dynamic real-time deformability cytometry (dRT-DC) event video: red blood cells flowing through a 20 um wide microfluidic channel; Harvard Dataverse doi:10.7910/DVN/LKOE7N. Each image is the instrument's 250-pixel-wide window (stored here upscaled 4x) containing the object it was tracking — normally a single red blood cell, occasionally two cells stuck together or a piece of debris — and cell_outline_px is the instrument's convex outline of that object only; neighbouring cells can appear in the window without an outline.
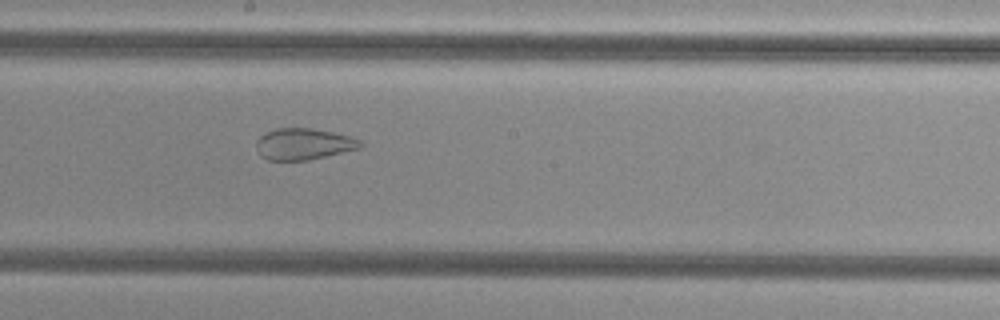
{"species": "common noctule bat (a hibernating species)", "species_latin": "Nyctalus noctula", "temperature_condition": "cold", "stored_images_in_passage": 43, "camera_frame_rate_fps": 3000, "um_per_image_px": 0.085, "animal": {"sex": "female", "body_mass_g": 29.2, "forearm_length_mm": 56.3}, "frame": {"image": 1, "passage_image": 19, "time_ms": 6.0, "image_size_px": [1000, 320], "cell_outline_px": [[364, 144], [360, 148], [308, 160], [268, 160], [260, 156], [256, 148], [256, 140], [260, 136], [276, 128], [312, 128], [332, 132], [348, 136], [360, 140]], "centroid_in_image_um": [25.78, 12.24], "position_along_channel_um": 222.4, "area_um2": 18.96}}
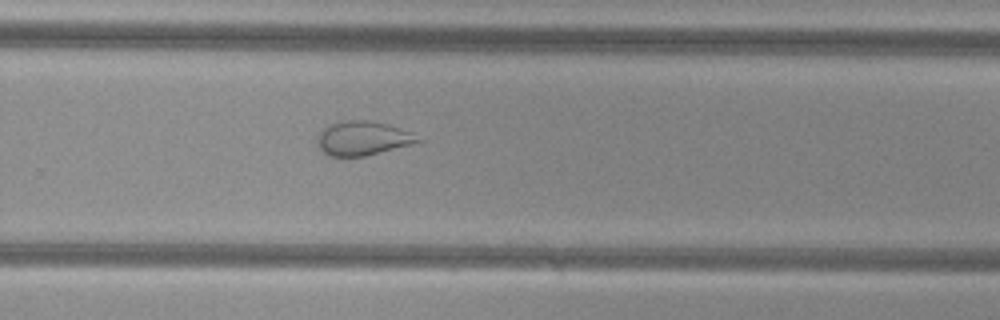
{"frame": {"image": 2, "passage_image": 25, "time_ms": 8.0, "image_size_px": [1000, 320], "cell_outline_px": [[424, 140], [412, 144], [364, 156], [328, 156], [316, 144], [316, 140], [320, 132], [324, 128], [332, 124], [348, 120], [368, 120], [388, 124], [412, 132]], "centroid_in_image_um": [30.85, 11.75], "position_along_channel_um": 299.0, "area_um2": 19.88}}
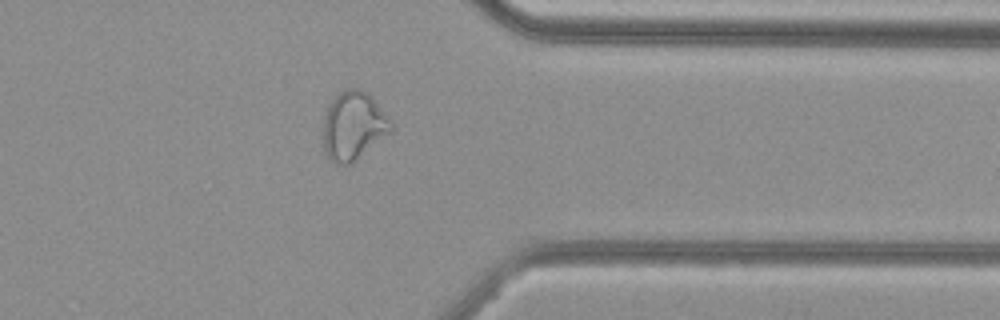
{"frame": {"image": 3, "passage_image": 32, "time_ms": 10.333, "image_size_px": [1000, 320], "cell_outline_px": [[392, 128], [388, 132], [352, 164], [332, 164], [324, 152], [320, 144], [324, 116], [328, 104], [344, 88], [360, 88], [368, 92], [372, 96], [392, 120]], "centroid_in_image_um": [29.97, 10.69], "position_along_channel_um": 381.4, "area_um2": 27.63}, "authors_computed_cell_mechanics": {"area_um2": 26.8192, "velocity_mm_per_s": 3.8342, "shape_relaxation_time_tau1_ms": null, "shape_relaxation_time_tau2_ms": 1.2357, "deformation_change_tau1": null, "deformation_change_tau2": 0.0754}}